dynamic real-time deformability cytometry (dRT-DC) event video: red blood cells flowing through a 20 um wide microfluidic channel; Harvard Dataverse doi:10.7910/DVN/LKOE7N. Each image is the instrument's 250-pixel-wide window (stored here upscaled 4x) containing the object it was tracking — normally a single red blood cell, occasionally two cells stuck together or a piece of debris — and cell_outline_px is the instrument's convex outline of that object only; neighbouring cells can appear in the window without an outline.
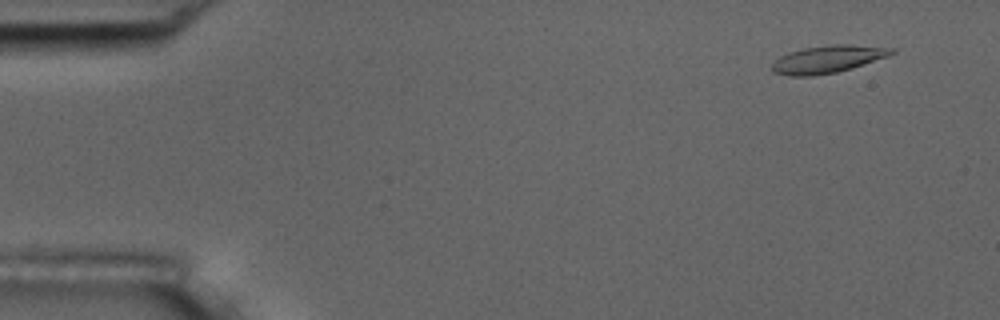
{"species": "common noctule bat (a hibernating species)", "species_latin": "Nyctalus noctula", "temperature_condition": "room temperature", "stored_images_in_passage": 5, "camera_frame_rate_fps": 3000, "um_per_image_px": 0.085, "animal": {"sex": "male", "body_mass_g": 17.5, "forearm_length_mm": 52.3}, "frame": {"image": 1, "passage_image": 1, "time_ms": 0.0, "image_size_px": [1000, 320], "cell_outline_px": [[896, 52], [888, 56], [852, 68], [836, 72], [812, 76], [788, 76], [772, 72], [768, 68], [780, 56], [788, 52], [804, 48], [832, 44], [852, 44], [896, 48]], "centroid_in_image_um": [70.34, 5.03], "position_along_channel_um": 14.7, "area_um2": 19.36}}
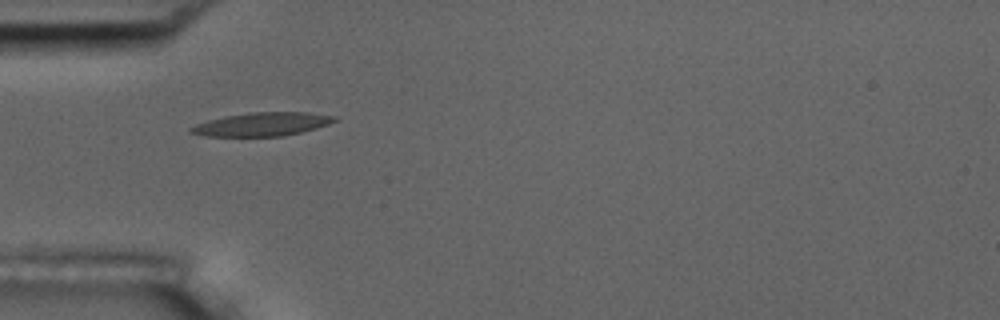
{"frame": {"image": 2, "passage_image": 4, "time_ms": 4.333, "image_size_px": [1000, 320], "cell_outline_px": [[336, 120], [328, 124], [316, 128], [300, 132], [280, 136], [204, 136], [188, 132], [188, 128], [196, 124], [208, 120], [224, 116], [252, 112], [308, 112], [336, 116]], "centroid_in_image_um": [22.24, 10.55], "position_along_channel_um": 62.8, "area_um2": 19.59}}